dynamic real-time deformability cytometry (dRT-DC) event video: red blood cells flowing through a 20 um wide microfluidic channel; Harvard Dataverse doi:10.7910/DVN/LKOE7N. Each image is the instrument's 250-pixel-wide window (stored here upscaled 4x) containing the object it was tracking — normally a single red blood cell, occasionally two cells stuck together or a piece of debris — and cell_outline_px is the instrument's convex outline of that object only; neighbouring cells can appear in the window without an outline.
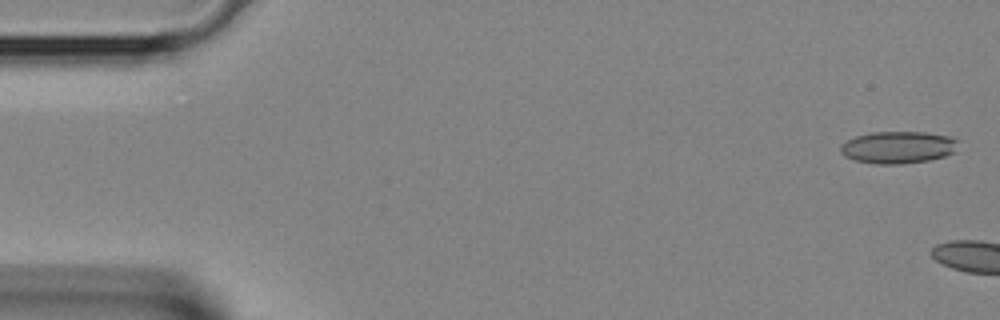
{"species": "Egyptian fruit bat (a non-hibernating species)", "species_latin": "Rousettus aegyptiacus", "temperature_condition": "room temperature", "stored_images_in_passage": 4, "camera_frame_rate_fps": 3000, "um_per_image_px": 0.085, "animal": {"sex": "female"}, "frame": {"image": 1, "passage_image": 1, "time_ms": 0.0, "image_size_px": [1000, 320], "cell_outline_px": [[960, 140], [956, 152], [944, 156], [928, 160], [900, 164], [876, 164], [856, 160], [844, 156], [840, 152], [840, 144], [856, 136], [872, 132], [924, 132], [948, 136]], "centroid_in_image_um": [76.36, 12.52], "position_along_channel_um": 8.6, "area_um2": 22.14}}